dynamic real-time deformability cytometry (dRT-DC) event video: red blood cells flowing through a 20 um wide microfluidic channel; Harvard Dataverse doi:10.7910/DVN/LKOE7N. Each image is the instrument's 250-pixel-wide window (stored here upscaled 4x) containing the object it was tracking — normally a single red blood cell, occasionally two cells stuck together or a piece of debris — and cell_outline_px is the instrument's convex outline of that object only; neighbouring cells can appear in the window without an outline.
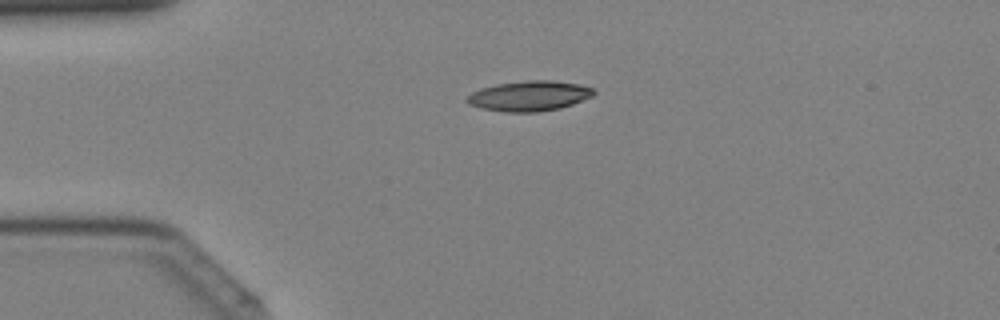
{"species": "Egyptian fruit bat (a non-hibernating species)", "species_latin": "Rousettus aegyptiacus", "temperature_condition": "cold", "stored_images_in_passage": 38, "camera_frame_rate_fps": 3000, "um_per_image_px": 0.085, "animal": {"sex": "female"}, "frame": {"image": 1, "passage_image": 7, "time_ms": 2.0, "image_size_px": [1000, 320], "cell_outline_px": [[596, 92], [592, 96], [572, 104], [560, 108], [536, 112], [504, 112], [480, 108], [468, 104], [464, 100], [472, 92], [480, 88], [496, 84], [528, 80], [552, 80], [580, 84], [592, 88]], "centroid_in_image_um": [44.96, 8.15], "position_along_channel_um": 40.0, "area_um2": 22.37}}
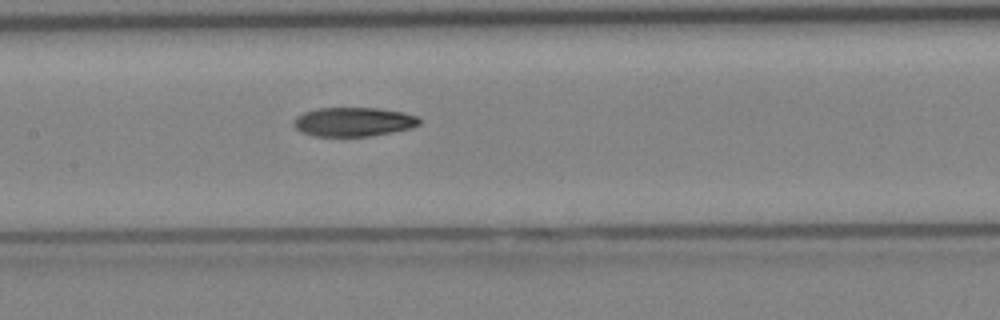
{"frame": {"image": 2, "passage_image": 17, "time_ms": 5.333, "image_size_px": [1000, 320], "cell_outline_px": [[420, 124], [412, 128], [372, 136], [312, 136], [300, 132], [292, 124], [296, 116], [304, 112], [320, 108], [380, 108], [404, 112], [420, 116]], "centroid_in_image_um": [30.07, 10.36], "position_along_channel_um": 177.3, "area_um2": 21.56}}
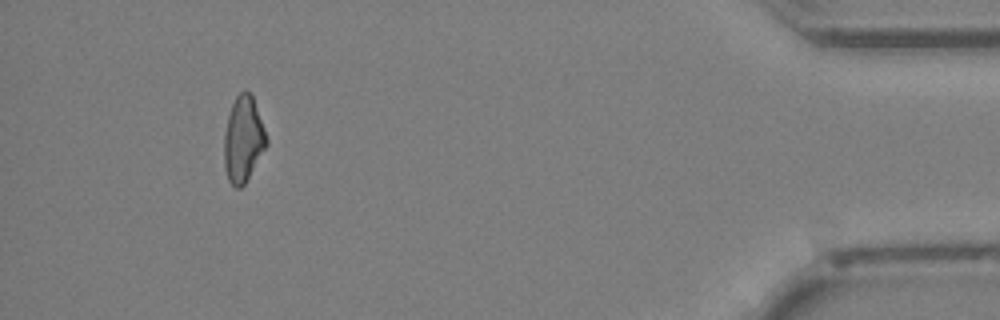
{"frame": {"image": 3, "passage_image": 35, "time_ms": 11.333, "image_size_px": [1000, 320], "cell_outline_px": [[268, 144], [244, 184], [240, 188], [236, 188], [228, 180], [224, 164], [224, 132], [228, 116], [232, 104], [236, 96], [244, 88], [252, 96], [264, 128], [268, 140]], "centroid_in_image_um": [20.67, 11.84], "position_along_channel_um": 414.5, "area_um2": 20.98}}